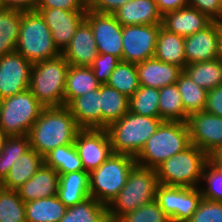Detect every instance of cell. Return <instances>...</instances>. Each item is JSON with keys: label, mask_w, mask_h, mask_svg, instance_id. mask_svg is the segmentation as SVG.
<instances>
[{"label": "cell", "mask_w": 222, "mask_h": 222, "mask_svg": "<svg viewBox=\"0 0 222 222\" xmlns=\"http://www.w3.org/2000/svg\"><path fill=\"white\" fill-rule=\"evenodd\" d=\"M44 105L27 89L0 100V128L8 136L28 135Z\"/></svg>", "instance_id": "9"}, {"label": "cell", "mask_w": 222, "mask_h": 222, "mask_svg": "<svg viewBox=\"0 0 222 222\" xmlns=\"http://www.w3.org/2000/svg\"><path fill=\"white\" fill-rule=\"evenodd\" d=\"M85 20L93 30L97 51L100 54H111L122 61V30L123 26L113 14H100L86 11Z\"/></svg>", "instance_id": "13"}, {"label": "cell", "mask_w": 222, "mask_h": 222, "mask_svg": "<svg viewBox=\"0 0 222 222\" xmlns=\"http://www.w3.org/2000/svg\"><path fill=\"white\" fill-rule=\"evenodd\" d=\"M202 198L199 187L159 184L155 200L171 222H187L198 209Z\"/></svg>", "instance_id": "10"}, {"label": "cell", "mask_w": 222, "mask_h": 222, "mask_svg": "<svg viewBox=\"0 0 222 222\" xmlns=\"http://www.w3.org/2000/svg\"><path fill=\"white\" fill-rule=\"evenodd\" d=\"M31 148L28 135L9 136L5 145L0 150V178L2 180L8 175L10 168L22 154Z\"/></svg>", "instance_id": "38"}, {"label": "cell", "mask_w": 222, "mask_h": 222, "mask_svg": "<svg viewBox=\"0 0 222 222\" xmlns=\"http://www.w3.org/2000/svg\"><path fill=\"white\" fill-rule=\"evenodd\" d=\"M187 222H222V202L202 198L198 209Z\"/></svg>", "instance_id": "42"}, {"label": "cell", "mask_w": 222, "mask_h": 222, "mask_svg": "<svg viewBox=\"0 0 222 222\" xmlns=\"http://www.w3.org/2000/svg\"><path fill=\"white\" fill-rule=\"evenodd\" d=\"M113 15L122 26L162 24V14L154 0H130Z\"/></svg>", "instance_id": "23"}, {"label": "cell", "mask_w": 222, "mask_h": 222, "mask_svg": "<svg viewBox=\"0 0 222 222\" xmlns=\"http://www.w3.org/2000/svg\"><path fill=\"white\" fill-rule=\"evenodd\" d=\"M209 160L222 171V148L210 155Z\"/></svg>", "instance_id": "50"}, {"label": "cell", "mask_w": 222, "mask_h": 222, "mask_svg": "<svg viewBox=\"0 0 222 222\" xmlns=\"http://www.w3.org/2000/svg\"><path fill=\"white\" fill-rule=\"evenodd\" d=\"M69 67L70 64L62 54L33 64L29 90L44 107L65 106L64 93Z\"/></svg>", "instance_id": "5"}, {"label": "cell", "mask_w": 222, "mask_h": 222, "mask_svg": "<svg viewBox=\"0 0 222 222\" xmlns=\"http://www.w3.org/2000/svg\"><path fill=\"white\" fill-rule=\"evenodd\" d=\"M161 26L162 24L123 26L122 61L137 64L153 58Z\"/></svg>", "instance_id": "11"}, {"label": "cell", "mask_w": 222, "mask_h": 222, "mask_svg": "<svg viewBox=\"0 0 222 222\" xmlns=\"http://www.w3.org/2000/svg\"><path fill=\"white\" fill-rule=\"evenodd\" d=\"M190 144L187 122L163 121L135 157L136 164L155 169Z\"/></svg>", "instance_id": "3"}, {"label": "cell", "mask_w": 222, "mask_h": 222, "mask_svg": "<svg viewBox=\"0 0 222 222\" xmlns=\"http://www.w3.org/2000/svg\"><path fill=\"white\" fill-rule=\"evenodd\" d=\"M32 66L16 51L0 57V100L29 89Z\"/></svg>", "instance_id": "15"}, {"label": "cell", "mask_w": 222, "mask_h": 222, "mask_svg": "<svg viewBox=\"0 0 222 222\" xmlns=\"http://www.w3.org/2000/svg\"><path fill=\"white\" fill-rule=\"evenodd\" d=\"M130 0H93L87 9L100 14H113Z\"/></svg>", "instance_id": "47"}, {"label": "cell", "mask_w": 222, "mask_h": 222, "mask_svg": "<svg viewBox=\"0 0 222 222\" xmlns=\"http://www.w3.org/2000/svg\"><path fill=\"white\" fill-rule=\"evenodd\" d=\"M67 108L81 129H102L100 87L74 98Z\"/></svg>", "instance_id": "21"}, {"label": "cell", "mask_w": 222, "mask_h": 222, "mask_svg": "<svg viewBox=\"0 0 222 222\" xmlns=\"http://www.w3.org/2000/svg\"><path fill=\"white\" fill-rule=\"evenodd\" d=\"M107 219V205L90 196L74 206L67 207L59 222H105Z\"/></svg>", "instance_id": "32"}, {"label": "cell", "mask_w": 222, "mask_h": 222, "mask_svg": "<svg viewBox=\"0 0 222 222\" xmlns=\"http://www.w3.org/2000/svg\"><path fill=\"white\" fill-rule=\"evenodd\" d=\"M57 196L66 207L74 206L90 197L89 173L83 170L59 175Z\"/></svg>", "instance_id": "24"}, {"label": "cell", "mask_w": 222, "mask_h": 222, "mask_svg": "<svg viewBox=\"0 0 222 222\" xmlns=\"http://www.w3.org/2000/svg\"><path fill=\"white\" fill-rule=\"evenodd\" d=\"M116 222H171L156 200L122 215Z\"/></svg>", "instance_id": "41"}, {"label": "cell", "mask_w": 222, "mask_h": 222, "mask_svg": "<svg viewBox=\"0 0 222 222\" xmlns=\"http://www.w3.org/2000/svg\"><path fill=\"white\" fill-rule=\"evenodd\" d=\"M159 113L163 121H188L189 115L184 110L176 84L159 89Z\"/></svg>", "instance_id": "34"}, {"label": "cell", "mask_w": 222, "mask_h": 222, "mask_svg": "<svg viewBox=\"0 0 222 222\" xmlns=\"http://www.w3.org/2000/svg\"><path fill=\"white\" fill-rule=\"evenodd\" d=\"M58 186L59 174L43 163L38 171L16 191L20 198L27 203L57 195Z\"/></svg>", "instance_id": "22"}, {"label": "cell", "mask_w": 222, "mask_h": 222, "mask_svg": "<svg viewBox=\"0 0 222 222\" xmlns=\"http://www.w3.org/2000/svg\"><path fill=\"white\" fill-rule=\"evenodd\" d=\"M72 66L90 67L98 55L94 33L84 19L77 27L69 45L61 53Z\"/></svg>", "instance_id": "18"}, {"label": "cell", "mask_w": 222, "mask_h": 222, "mask_svg": "<svg viewBox=\"0 0 222 222\" xmlns=\"http://www.w3.org/2000/svg\"><path fill=\"white\" fill-rule=\"evenodd\" d=\"M162 122L159 117L138 115L128 111L105 128L113 153L136 157Z\"/></svg>", "instance_id": "4"}, {"label": "cell", "mask_w": 222, "mask_h": 222, "mask_svg": "<svg viewBox=\"0 0 222 222\" xmlns=\"http://www.w3.org/2000/svg\"><path fill=\"white\" fill-rule=\"evenodd\" d=\"M36 8H60L66 11H87L82 0H38Z\"/></svg>", "instance_id": "45"}, {"label": "cell", "mask_w": 222, "mask_h": 222, "mask_svg": "<svg viewBox=\"0 0 222 222\" xmlns=\"http://www.w3.org/2000/svg\"><path fill=\"white\" fill-rule=\"evenodd\" d=\"M102 129L119 120L129 111V98L107 84L100 85Z\"/></svg>", "instance_id": "29"}, {"label": "cell", "mask_w": 222, "mask_h": 222, "mask_svg": "<svg viewBox=\"0 0 222 222\" xmlns=\"http://www.w3.org/2000/svg\"><path fill=\"white\" fill-rule=\"evenodd\" d=\"M22 11L0 8V57L16 50Z\"/></svg>", "instance_id": "31"}, {"label": "cell", "mask_w": 222, "mask_h": 222, "mask_svg": "<svg viewBox=\"0 0 222 222\" xmlns=\"http://www.w3.org/2000/svg\"><path fill=\"white\" fill-rule=\"evenodd\" d=\"M135 164L133 156L112 153L97 169L89 173L90 196L108 206L125 186Z\"/></svg>", "instance_id": "8"}, {"label": "cell", "mask_w": 222, "mask_h": 222, "mask_svg": "<svg viewBox=\"0 0 222 222\" xmlns=\"http://www.w3.org/2000/svg\"><path fill=\"white\" fill-rule=\"evenodd\" d=\"M43 163V157L34 149L30 148L14 162L8 175L3 180V188L16 190L26 183Z\"/></svg>", "instance_id": "25"}, {"label": "cell", "mask_w": 222, "mask_h": 222, "mask_svg": "<svg viewBox=\"0 0 222 222\" xmlns=\"http://www.w3.org/2000/svg\"><path fill=\"white\" fill-rule=\"evenodd\" d=\"M187 125L190 143L203 150L208 156L222 148V117L203 110L190 114Z\"/></svg>", "instance_id": "14"}, {"label": "cell", "mask_w": 222, "mask_h": 222, "mask_svg": "<svg viewBox=\"0 0 222 222\" xmlns=\"http://www.w3.org/2000/svg\"><path fill=\"white\" fill-rule=\"evenodd\" d=\"M218 30L220 32L221 52H222V19L216 21Z\"/></svg>", "instance_id": "52"}, {"label": "cell", "mask_w": 222, "mask_h": 222, "mask_svg": "<svg viewBox=\"0 0 222 222\" xmlns=\"http://www.w3.org/2000/svg\"><path fill=\"white\" fill-rule=\"evenodd\" d=\"M154 58L181 67H186L184 37L167 31L162 26L158 32Z\"/></svg>", "instance_id": "26"}, {"label": "cell", "mask_w": 222, "mask_h": 222, "mask_svg": "<svg viewBox=\"0 0 222 222\" xmlns=\"http://www.w3.org/2000/svg\"><path fill=\"white\" fill-rule=\"evenodd\" d=\"M80 129L67 106L44 107L28 134L31 148L44 157L59 146L73 144Z\"/></svg>", "instance_id": "1"}, {"label": "cell", "mask_w": 222, "mask_h": 222, "mask_svg": "<svg viewBox=\"0 0 222 222\" xmlns=\"http://www.w3.org/2000/svg\"><path fill=\"white\" fill-rule=\"evenodd\" d=\"M101 83L95 78L91 67L70 65L64 93V104L67 106L74 98L97 90Z\"/></svg>", "instance_id": "27"}, {"label": "cell", "mask_w": 222, "mask_h": 222, "mask_svg": "<svg viewBox=\"0 0 222 222\" xmlns=\"http://www.w3.org/2000/svg\"><path fill=\"white\" fill-rule=\"evenodd\" d=\"M9 136L0 128V150L5 145V142Z\"/></svg>", "instance_id": "51"}, {"label": "cell", "mask_w": 222, "mask_h": 222, "mask_svg": "<svg viewBox=\"0 0 222 222\" xmlns=\"http://www.w3.org/2000/svg\"><path fill=\"white\" fill-rule=\"evenodd\" d=\"M186 64L215 60L222 57L220 32L216 21L193 35L184 37Z\"/></svg>", "instance_id": "17"}, {"label": "cell", "mask_w": 222, "mask_h": 222, "mask_svg": "<svg viewBox=\"0 0 222 222\" xmlns=\"http://www.w3.org/2000/svg\"><path fill=\"white\" fill-rule=\"evenodd\" d=\"M209 156L194 144L171 156L155 168L159 184L200 187Z\"/></svg>", "instance_id": "6"}, {"label": "cell", "mask_w": 222, "mask_h": 222, "mask_svg": "<svg viewBox=\"0 0 222 222\" xmlns=\"http://www.w3.org/2000/svg\"><path fill=\"white\" fill-rule=\"evenodd\" d=\"M74 146L88 173L97 169L113 153L106 129H80Z\"/></svg>", "instance_id": "12"}, {"label": "cell", "mask_w": 222, "mask_h": 222, "mask_svg": "<svg viewBox=\"0 0 222 222\" xmlns=\"http://www.w3.org/2000/svg\"><path fill=\"white\" fill-rule=\"evenodd\" d=\"M184 72L192 81L207 91L222 85V57L215 60L191 63Z\"/></svg>", "instance_id": "30"}, {"label": "cell", "mask_w": 222, "mask_h": 222, "mask_svg": "<svg viewBox=\"0 0 222 222\" xmlns=\"http://www.w3.org/2000/svg\"><path fill=\"white\" fill-rule=\"evenodd\" d=\"M106 84L130 98L140 87L136 64L120 61Z\"/></svg>", "instance_id": "36"}, {"label": "cell", "mask_w": 222, "mask_h": 222, "mask_svg": "<svg viewBox=\"0 0 222 222\" xmlns=\"http://www.w3.org/2000/svg\"><path fill=\"white\" fill-rule=\"evenodd\" d=\"M162 16L170 11H175L188 6L189 0H154Z\"/></svg>", "instance_id": "49"}, {"label": "cell", "mask_w": 222, "mask_h": 222, "mask_svg": "<svg viewBox=\"0 0 222 222\" xmlns=\"http://www.w3.org/2000/svg\"><path fill=\"white\" fill-rule=\"evenodd\" d=\"M49 27L57 49L62 53L71 42L86 11H66L60 8H35Z\"/></svg>", "instance_id": "16"}, {"label": "cell", "mask_w": 222, "mask_h": 222, "mask_svg": "<svg viewBox=\"0 0 222 222\" xmlns=\"http://www.w3.org/2000/svg\"><path fill=\"white\" fill-rule=\"evenodd\" d=\"M67 207L57 195L25 203L26 222H59Z\"/></svg>", "instance_id": "28"}, {"label": "cell", "mask_w": 222, "mask_h": 222, "mask_svg": "<svg viewBox=\"0 0 222 222\" xmlns=\"http://www.w3.org/2000/svg\"><path fill=\"white\" fill-rule=\"evenodd\" d=\"M140 86L161 89L176 84L184 70L156 58L146 59L136 64Z\"/></svg>", "instance_id": "19"}, {"label": "cell", "mask_w": 222, "mask_h": 222, "mask_svg": "<svg viewBox=\"0 0 222 222\" xmlns=\"http://www.w3.org/2000/svg\"><path fill=\"white\" fill-rule=\"evenodd\" d=\"M93 0H82V2L88 6Z\"/></svg>", "instance_id": "53"}, {"label": "cell", "mask_w": 222, "mask_h": 222, "mask_svg": "<svg viewBox=\"0 0 222 222\" xmlns=\"http://www.w3.org/2000/svg\"><path fill=\"white\" fill-rule=\"evenodd\" d=\"M211 22L205 14L189 5L162 16V27L183 37L203 30Z\"/></svg>", "instance_id": "20"}, {"label": "cell", "mask_w": 222, "mask_h": 222, "mask_svg": "<svg viewBox=\"0 0 222 222\" xmlns=\"http://www.w3.org/2000/svg\"><path fill=\"white\" fill-rule=\"evenodd\" d=\"M105 222H113L110 218H108Z\"/></svg>", "instance_id": "55"}, {"label": "cell", "mask_w": 222, "mask_h": 222, "mask_svg": "<svg viewBox=\"0 0 222 222\" xmlns=\"http://www.w3.org/2000/svg\"><path fill=\"white\" fill-rule=\"evenodd\" d=\"M0 222H26L25 202L16 190L0 191Z\"/></svg>", "instance_id": "39"}, {"label": "cell", "mask_w": 222, "mask_h": 222, "mask_svg": "<svg viewBox=\"0 0 222 222\" xmlns=\"http://www.w3.org/2000/svg\"><path fill=\"white\" fill-rule=\"evenodd\" d=\"M3 189V180L0 178V191Z\"/></svg>", "instance_id": "54"}, {"label": "cell", "mask_w": 222, "mask_h": 222, "mask_svg": "<svg viewBox=\"0 0 222 222\" xmlns=\"http://www.w3.org/2000/svg\"><path fill=\"white\" fill-rule=\"evenodd\" d=\"M159 181L155 169L135 164L125 186L107 206L108 218L116 222L122 215L155 200Z\"/></svg>", "instance_id": "2"}, {"label": "cell", "mask_w": 222, "mask_h": 222, "mask_svg": "<svg viewBox=\"0 0 222 222\" xmlns=\"http://www.w3.org/2000/svg\"><path fill=\"white\" fill-rule=\"evenodd\" d=\"M120 61L121 60L114 55L98 53L90 67L94 72L95 78L101 84H106Z\"/></svg>", "instance_id": "43"}, {"label": "cell", "mask_w": 222, "mask_h": 222, "mask_svg": "<svg viewBox=\"0 0 222 222\" xmlns=\"http://www.w3.org/2000/svg\"><path fill=\"white\" fill-rule=\"evenodd\" d=\"M204 110L215 116L222 117V85L207 91Z\"/></svg>", "instance_id": "46"}, {"label": "cell", "mask_w": 222, "mask_h": 222, "mask_svg": "<svg viewBox=\"0 0 222 222\" xmlns=\"http://www.w3.org/2000/svg\"><path fill=\"white\" fill-rule=\"evenodd\" d=\"M16 52L32 64L61 54L54 44L51 31L37 11H22Z\"/></svg>", "instance_id": "7"}, {"label": "cell", "mask_w": 222, "mask_h": 222, "mask_svg": "<svg viewBox=\"0 0 222 222\" xmlns=\"http://www.w3.org/2000/svg\"><path fill=\"white\" fill-rule=\"evenodd\" d=\"M185 112L190 115L203 111L206 107L207 90L196 85L192 79L183 72L176 82Z\"/></svg>", "instance_id": "35"}, {"label": "cell", "mask_w": 222, "mask_h": 222, "mask_svg": "<svg viewBox=\"0 0 222 222\" xmlns=\"http://www.w3.org/2000/svg\"><path fill=\"white\" fill-rule=\"evenodd\" d=\"M201 180L206 184L199 187L203 198L222 202V171L210 160L204 166Z\"/></svg>", "instance_id": "40"}, {"label": "cell", "mask_w": 222, "mask_h": 222, "mask_svg": "<svg viewBox=\"0 0 222 222\" xmlns=\"http://www.w3.org/2000/svg\"><path fill=\"white\" fill-rule=\"evenodd\" d=\"M129 111L138 115L159 117V89L140 86L129 98Z\"/></svg>", "instance_id": "37"}, {"label": "cell", "mask_w": 222, "mask_h": 222, "mask_svg": "<svg viewBox=\"0 0 222 222\" xmlns=\"http://www.w3.org/2000/svg\"><path fill=\"white\" fill-rule=\"evenodd\" d=\"M38 0H0L1 8L34 11Z\"/></svg>", "instance_id": "48"}, {"label": "cell", "mask_w": 222, "mask_h": 222, "mask_svg": "<svg viewBox=\"0 0 222 222\" xmlns=\"http://www.w3.org/2000/svg\"><path fill=\"white\" fill-rule=\"evenodd\" d=\"M188 5L196 8L212 21L222 19V0H189Z\"/></svg>", "instance_id": "44"}, {"label": "cell", "mask_w": 222, "mask_h": 222, "mask_svg": "<svg viewBox=\"0 0 222 222\" xmlns=\"http://www.w3.org/2000/svg\"><path fill=\"white\" fill-rule=\"evenodd\" d=\"M43 160L45 165L53 168L59 175L84 170L74 143L53 149L43 157Z\"/></svg>", "instance_id": "33"}]
</instances>
